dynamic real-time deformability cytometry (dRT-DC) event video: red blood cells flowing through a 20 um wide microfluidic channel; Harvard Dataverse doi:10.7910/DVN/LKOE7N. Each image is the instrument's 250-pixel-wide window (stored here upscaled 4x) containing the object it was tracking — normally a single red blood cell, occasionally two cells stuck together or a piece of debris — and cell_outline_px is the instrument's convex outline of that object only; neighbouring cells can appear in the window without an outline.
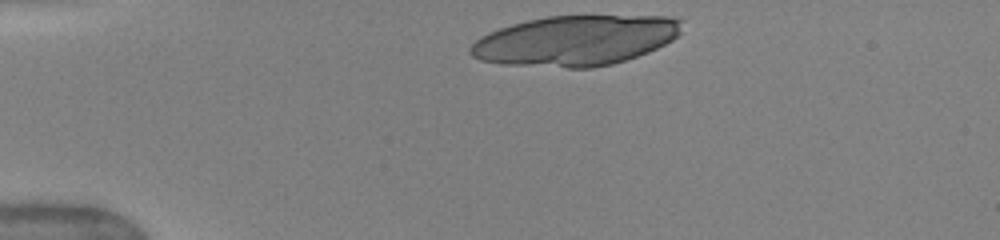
{"species": "human", "species_latin": "Homo sapiens", "temperature_condition": "warm", "stored_images_in_passage": 15, "camera_frame_rate_fps": 3000, "um_per_image_px": 0.085, "donor": {"sex": "female"}, "frame": {"image": 1, "passage_image": 1, "time_ms": 0.0, "image_size_px": [1000, 240], "cell_outline_px": [[684, 20], [680, 32], [672, 40], [648, 52], [612, 64], [592, 68], [568, 68], [500, 64], [480, 60], [472, 56], [468, 52], [468, 48], [480, 36], [488, 32], [512, 24], [528, 20], [548, 16], [668, 16]], "centroid_in_image_um": [48.89, 3.45], "position_along_channel_um": 36.1, "area_um2": 61.96}}